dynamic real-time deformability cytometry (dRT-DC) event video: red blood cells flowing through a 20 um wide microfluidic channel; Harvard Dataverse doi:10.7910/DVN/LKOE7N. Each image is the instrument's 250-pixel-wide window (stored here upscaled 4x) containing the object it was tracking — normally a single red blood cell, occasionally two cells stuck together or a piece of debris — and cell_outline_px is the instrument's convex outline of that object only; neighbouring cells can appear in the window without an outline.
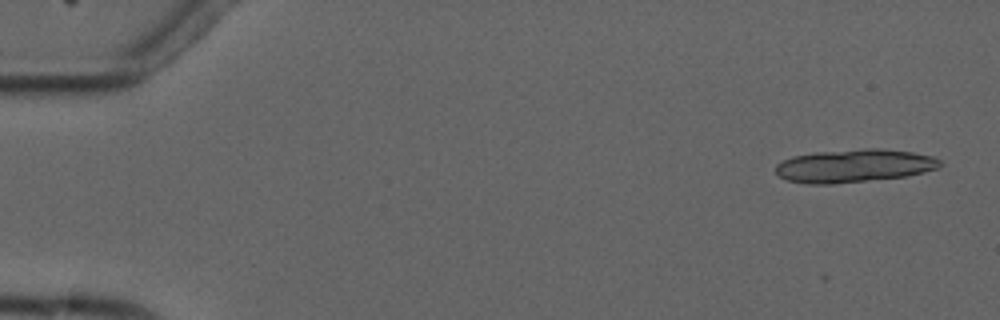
{"species": "common noctule bat (a hibernating species)", "species_latin": "Nyctalus noctula", "temperature_condition": "cold", "stored_images_in_passage": 4, "camera_frame_rate_fps": 3000, "um_per_image_px": 0.085, "animal": {"sex": "male", "forearm_length_mm": 52.5}, "frame": {"image": 1, "passage_image": 1, "time_ms": 0.0, "image_size_px": [1000, 320], "cell_outline_px": [[940, 168], [908, 176], [832, 184], [808, 184], [788, 180], [780, 176], [776, 172], [776, 164], [792, 156], [816, 152], [864, 148], [884, 148], [912, 152], [932, 156], [940, 160]], "centroid_in_image_um": [72.62, 14.08], "position_along_channel_um": 12.4, "area_um2": 31.79}}